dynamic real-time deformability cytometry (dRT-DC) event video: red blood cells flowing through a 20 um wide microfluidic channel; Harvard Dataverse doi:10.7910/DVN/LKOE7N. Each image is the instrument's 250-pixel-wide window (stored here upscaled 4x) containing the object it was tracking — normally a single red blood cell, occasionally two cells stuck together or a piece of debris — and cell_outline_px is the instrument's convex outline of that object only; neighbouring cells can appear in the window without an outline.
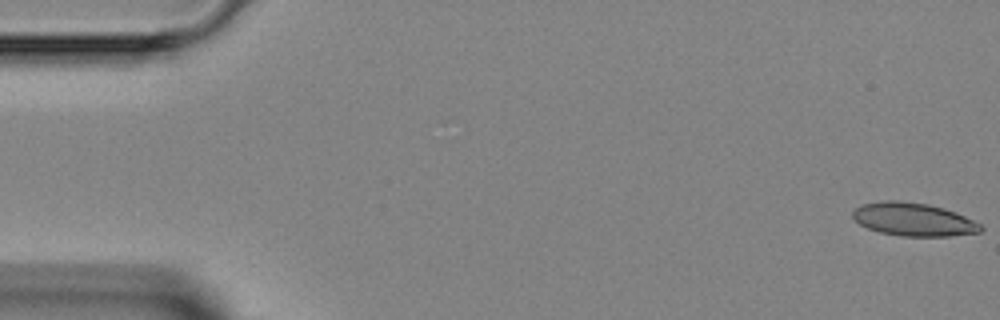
{"species": "Egyptian fruit bat (a non-hibernating species)", "species_latin": "Rousettus aegyptiacus", "temperature_condition": "room temperature", "stored_images_in_passage": 44, "camera_frame_rate_fps": 3000, "um_per_image_px": 0.085, "animal": {"sex": "female"}, "frame": {"image": 1, "passage_image": 1, "time_ms": 0.0, "image_size_px": [1000, 320], "cell_outline_px": [[984, 228], [980, 232], [948, 236], [900, 236], [880, 232], [868, 228], [860, 224], [852, 216], [852, 212], [856, 208], [864, 204], [884, 200], [900, 200], [928, 204], [944, 208], [956, 212], [980, 224]], "centroid_in_image_um": [77.65, 18.65], "position_along_channel_um": 7.4, "area_um2": 24.62}}
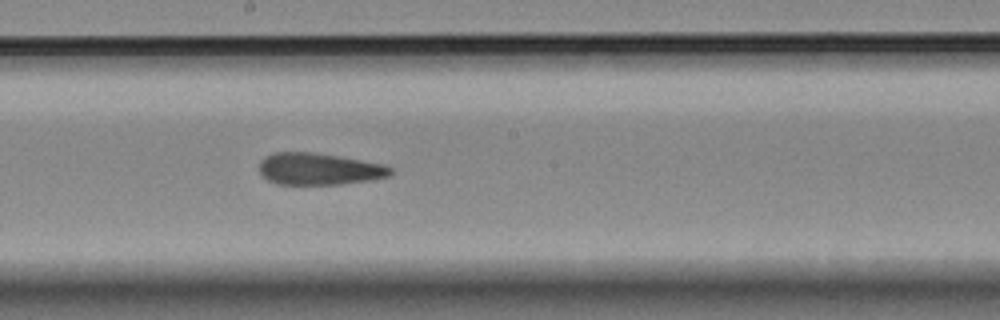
{"frame": {"image": 2, "passage_image": 25, "time_ms": 8.0, "image_size_px": [1000, 320], "cell_outline_px": [[392, 172], [388, 176], [372, 180], [340, 184], [276, 184], [268, 180], [260, 172], [260, 160], [264, 156], [272, 152], [312, 152], [340, 156], [384, 164], [392, 168]], "centroid_in_image_um": [27.11, 14.35], "position_along_channel_um": 221.1, "area_um2": 24.45}}
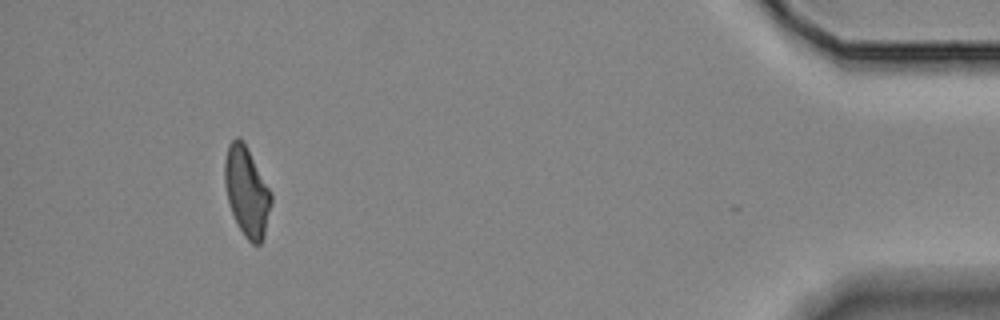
{"frame": {"image": 3, "passage_image": 43, "time_ms": 14.0, "image_size_px": [1000, 320], "cell_outline_px": [[272, 204], [264, 236], [260, 244], [252, 244], [244, 236], [232, 212], [228, 200], [224, 184], [224, 164], [228, 144], [236, 136], [240, 136], [272, 192]], "centroid_in_image_um": [20.98, 16.28], "position_along_channel_um": 414.2, "area_um2": 24.16}}